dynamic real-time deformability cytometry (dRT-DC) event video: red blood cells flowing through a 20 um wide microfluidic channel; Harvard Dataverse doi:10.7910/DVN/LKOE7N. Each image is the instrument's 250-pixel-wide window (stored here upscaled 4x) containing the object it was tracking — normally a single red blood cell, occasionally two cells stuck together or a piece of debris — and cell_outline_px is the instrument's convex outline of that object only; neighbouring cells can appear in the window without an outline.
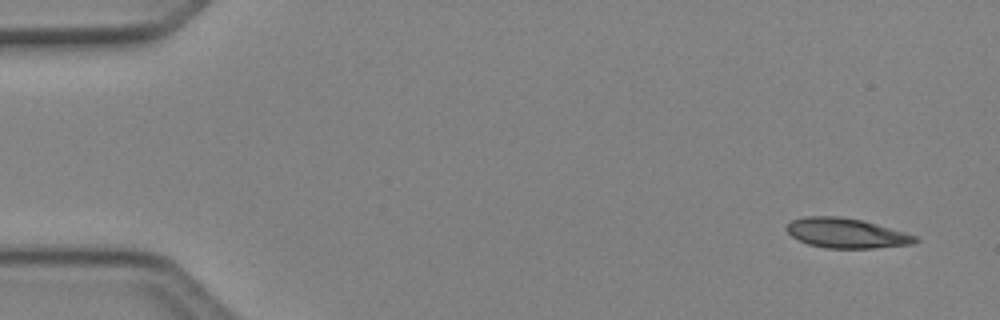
{"species": "Egyptian fruit bat (a non-hibernating species)", "species_latin": "Rousettus aegyptiacus", "temperature_condition": "cold", "stored_images_in_passage": 4, "camera_frame_rate_fps": 3000, "um_per_image_px": 0.085, "animal": {"sex": "female"}, "frame": {"image": 1, "passage_image": 1, "time_ms": 0.0, "image_size_px": [1000, 320], "cell_outline_px": [[920, 240], [912, 244], [872, 248], [828, 248], [808, 244], [792, 236], [784, 228], [792, 220], [808, 216], [840, 216], [860, 220], [876, 224], [904, 232], [916, 236]], "centroid_in_image_um": [71.93, 19.81], "position_along_channel_um": 13.1, "area_um2": 22.08}}
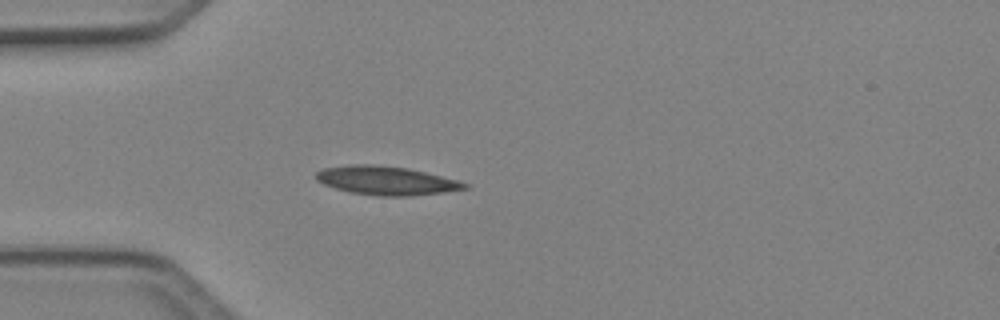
{"frame": {"image": 2, "passage_image": 4, "time_ms": 1.0, "image_size_px": [1000, 320], "cell_outline_px": [[468, 188], [444, 192], [408, 196], [380, 196], [348, 192], [324, 184], [316, 180], [316, 172], [324, 168], [348, 164], [372, 164], [408, 168], [456, 180], [468, 184]], "centroid_in_image_um": [32.78, 15.34], "position_along_channel_um": 52.2, "area_um2": 24.68}}